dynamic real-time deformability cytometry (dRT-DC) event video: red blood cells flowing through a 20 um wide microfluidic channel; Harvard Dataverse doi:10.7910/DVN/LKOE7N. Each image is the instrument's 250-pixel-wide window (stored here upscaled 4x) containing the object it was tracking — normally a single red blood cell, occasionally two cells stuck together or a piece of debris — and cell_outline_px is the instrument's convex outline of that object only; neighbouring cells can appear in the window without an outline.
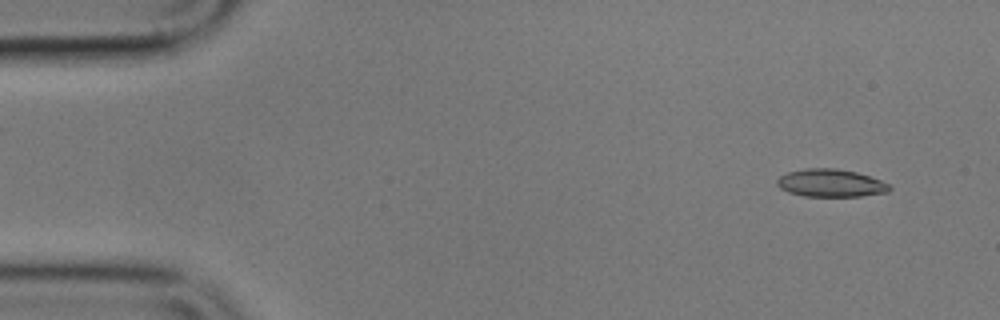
{"species": "common noctule bat (a hibernating species)", "species_latin": "Nyctalus noctula", "temperature_condition": "cold", "stored_images_in_passage": 2, "camera_frame_rate_fps": 3000, "um_per_image_px": 0.085, "animal": {"sex": "male", "body_mass_g": 17.9}, "frame": {"image": 1, "passage_image": 2, "time_ms": 1.333, "image_size_px": [1000, 320], "cell_outline_px": [[892, 188], [888, 192], [860, 196], [804, 196], [788, 192], [780, 188], [776, 184], [776, 180], [780, 176], [788, 172], [808, 168], [836, 168], [856, 172], [880, 180], [888, 184]], "centroid_in_image_um": [70.59, 15.56], "position_along_channel_um": 14.4, "area_um2": 18.09}}